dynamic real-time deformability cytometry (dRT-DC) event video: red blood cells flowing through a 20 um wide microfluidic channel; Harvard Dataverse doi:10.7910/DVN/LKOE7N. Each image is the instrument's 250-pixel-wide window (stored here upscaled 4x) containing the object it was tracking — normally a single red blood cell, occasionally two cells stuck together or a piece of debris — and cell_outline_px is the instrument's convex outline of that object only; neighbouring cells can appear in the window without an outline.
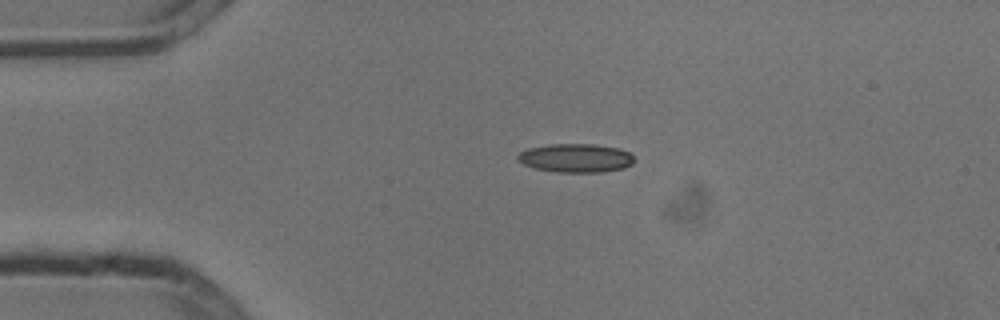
{"species": "common noctule bat (a hibernating species)", "species_latin": "Nyctalus noctula", "temperature_condition": "cold", "stored_images_in_passage": 2, "camera_frame_rate_fps": 3000, "um_per_image_px": 0.085, "animal": {"sex": "male", "body_mass_g": 13.3}, "frame": {"image": 1, "passage_image": 1, "time_ms": 0.0, "image_size_px": [1000, 320], "cell_outline_px": [[636, 160], [632, 164], [624, 168], [600, 172], [560, 172], [536, 168], [524, 164], [516, 160], [516, 156], [520, 152], [528, 148], [548, 144], [596, 144], [620, 148], [628, 152]], "centroid_in_image_um": [48.95, 13.42], "position_along_channel_um": 36.1, "area_um2": 19.54}}